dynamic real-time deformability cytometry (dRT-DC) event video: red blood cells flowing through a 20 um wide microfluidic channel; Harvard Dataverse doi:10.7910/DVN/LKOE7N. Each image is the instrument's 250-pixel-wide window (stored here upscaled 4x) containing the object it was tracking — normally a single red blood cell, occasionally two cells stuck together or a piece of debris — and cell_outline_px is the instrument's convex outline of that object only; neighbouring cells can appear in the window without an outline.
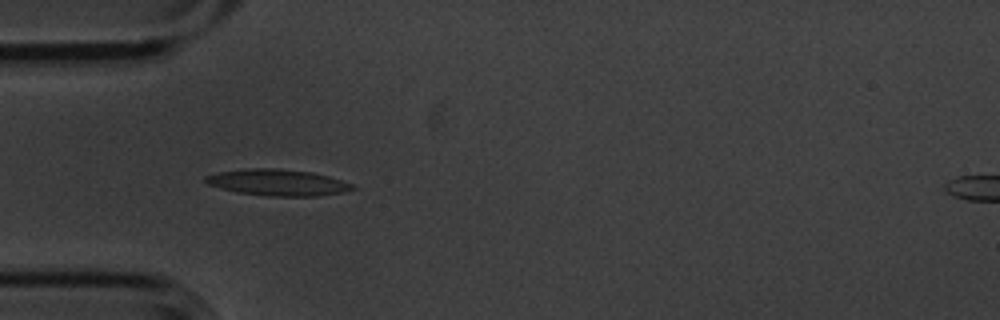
{"species": "common noctule bat (a hibernating species)", "species_latin": "Nyctalus noctula", "temperature_condition": "cold", "stored_images_in_passage": 6, "camera_frame_rate_fps": 3000, "um_per_image_px": 0.085, "animal": {"sex": "male", "body_mass_g": 20.1, "forearm_length_mm": 53.5}, "frame": {"image": 1, "passage_image": 1, "time_ms": 0.0, "image_size_px": [1000, 320], "cell_outline_px": [[356, 188], [340, 192], [320, 196], [268, 196], [236, 192], [220, 188], [208, 184], [204, 180], [204, 176], [220, 172], [252, 168], [280, 168], [312, 172], [328, 176], [352, 184]], "centroid_in_image_um": [23.58, 15.51], "position_along_channel_um": 61.4, "area_um2": 22.43}}
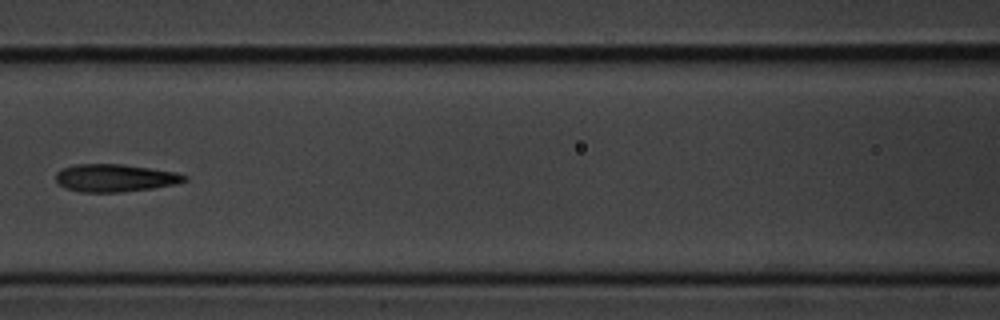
{"frame": {"image": 2, "passage_image": 3, "time_ms": 0.667, "image_size_px": [1000, 320], "cell_outline_px": [[188, 180], [176, 184], [152, 188], [116, 192], [80, 192], [64, 188], [56, 180], [56, 172], [64, 168], [76, 164], [120, 164], [176, 172], [188, 176]], "centroid_in_image_um": [9.77, 15.13], "position_along_channel_um": 156.8, "area_um2": 20.58}}
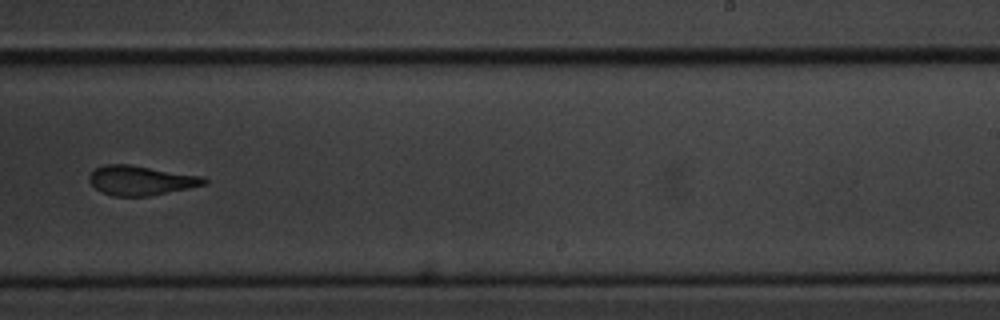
{"frame": {"image": 3, "passage_image": 6, "time_ms": 1.667, "image_size_px": [1000, 320], "cell_outline_px": [[208, 180], [204, 184], [188, 188], [148, 196], [112, 196], [100, 192], [88, 180], [88, 176], [96, 168], [104, 164], [128, 164], [204, 176]], "centroid_in_image_um": [11.94, 15.33], "position_along_channel_um": 277.1, "area_um2": 19.71}}